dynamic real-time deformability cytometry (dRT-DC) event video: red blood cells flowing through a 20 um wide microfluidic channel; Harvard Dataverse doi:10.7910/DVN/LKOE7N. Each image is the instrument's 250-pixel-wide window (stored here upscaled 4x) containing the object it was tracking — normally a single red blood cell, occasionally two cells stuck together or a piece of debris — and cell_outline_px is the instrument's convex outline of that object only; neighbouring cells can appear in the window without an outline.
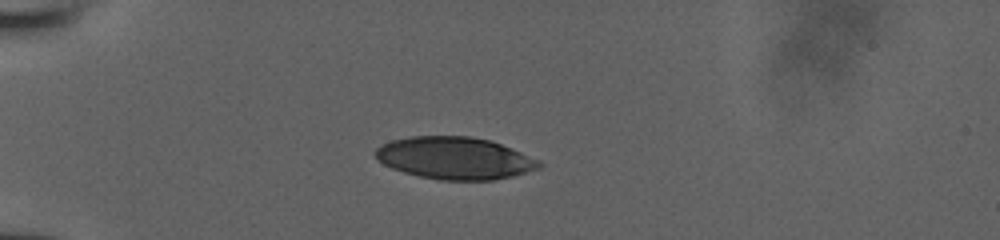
{"species": "human", "species_latin": "Homo sapiens", "temperature_condition": "room temperature", "stored_images_in_passage": 37, "camera_frame_rate_fps": 3000, "um_per_image_px": 0.085, "donor": {"sex": "male"}, "frame": {"image": 1, "passage_image": 1, "time_ms": 0.0, "image_size_px": [1000, 240], "cell_outline_px": [[544, 164], [540, 168], [512, 176], [492, 180], [440, 180], [420, 176], [404, 172], [392, 168], [384, 164], [372, 152], [376, 148], [392, 140], [412, 136], [468, 136], [492, 140], [540, 160]], "centroid_in_image_um": [38.68, 13.44], "position_along_channel_um": 46.3, "area_um2": 40.23}}
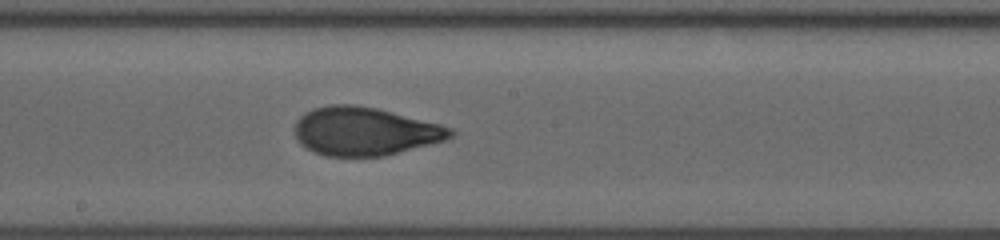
{"frame": {"image": 2, "passage_image": 16, "time_ms": 5.0, "image_size_px": [1000, 240], "cell_outline_px": [[456, 132], [452, 136], [444, 140], [384, 156], [324, 156], [304, 148], [296, 140], [296, 120], [304, 112], [328, 104], [352, 104], [376, 108], [440, 124], [452, 128]], "centroid_in_image_um": [30.97, 11.16], "position_along_channel_um": 217.2, "area_um2": 43.75}}
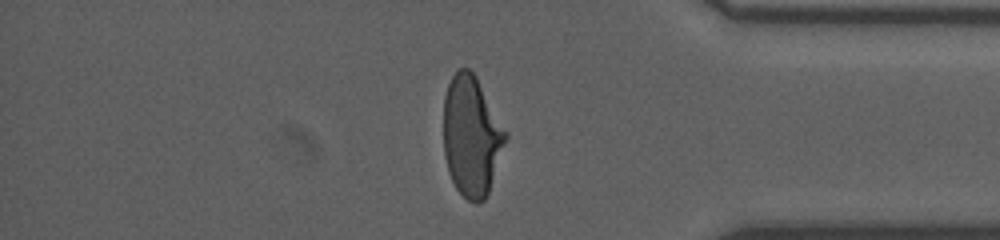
{"frame": {"image": 3, "passage_image": 30, "time_ms": 9.667, "image_size_px": [1000, 240], "cell_outline_px": [[508, 136], [488, 192], [484, 200], [476, 204], [468, 200], [456, 188], [448, 172], [444, 156], [444, 96], [448, 84], [452, 76], [460, 68], [468, 68], [476, 76], [508, 132]], "centroid_in_image_um": [40.08, 11.56], "position_along_channel_um": 395.1, "area_um2": 43.47}}